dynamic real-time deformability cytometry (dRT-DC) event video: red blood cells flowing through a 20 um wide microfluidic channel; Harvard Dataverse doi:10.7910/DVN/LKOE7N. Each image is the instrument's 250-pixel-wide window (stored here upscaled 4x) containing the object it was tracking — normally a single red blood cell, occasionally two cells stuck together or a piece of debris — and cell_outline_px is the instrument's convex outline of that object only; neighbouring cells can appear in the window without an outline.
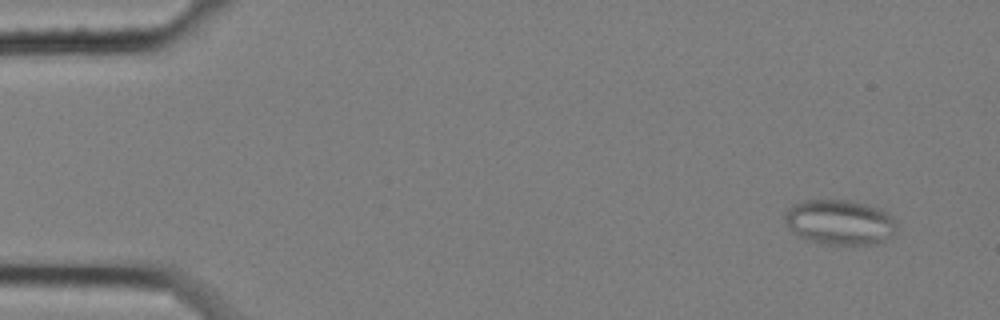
{"species": "common noctule bat (a hibernating species)", "species_latin": "Nyctalus noctula", "temperature_condition": "cold", "stored_images_in_passage": 56, "camera_frame_rate_fps": 3000, "um_per_image_px": 0.085, "animal": {"sex": "female", "body_mass_g": 25.1}, "frame": {"image": 1, "passage_image": 2, "time_ms": 0.333, "image_size_px": [1000, 320], "cell_outline_px": [[896, 232], [884, 240], [876, 244], [824, 244], [796, 236], [784, 220], [784, 216], [788, 208], [792, 204], [804, 200], [852, 200], [880, 208], [892, 216], [896, 224]], "centroid_in_image_um": [71.37, 18.88], "position_along_channel_um": 13.6, "area_um2": 29.48}}
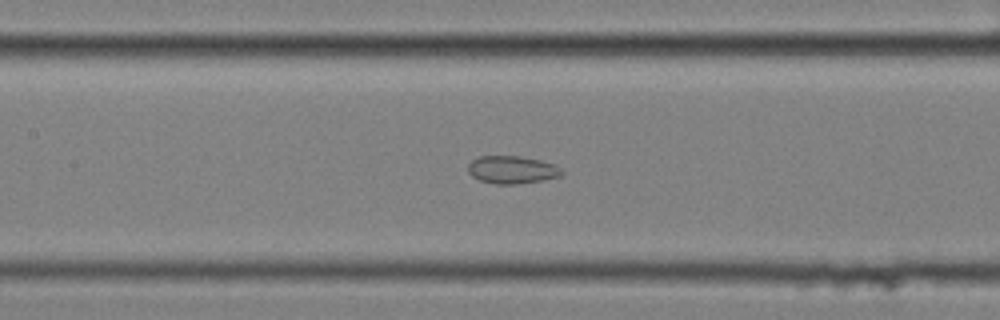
{"frame": {"image": 2, "passage_image": 25, "time_ms": 8.0, "image_size_px": [1000, 320], "cell_outline_px": [[564, 172], [560, 176], [540, 180], [516, 184], [496, 184], [480, 180], [472, 176], [468, 172], [468, 164], [472, 160], [480, 156], [520, 156], [540, 160], [552, 164], [560, 168]], "centroid_in_image_um": [43.49, 14.42], "position_along_channel_um": 163.9, "area_um2": 14.97}}
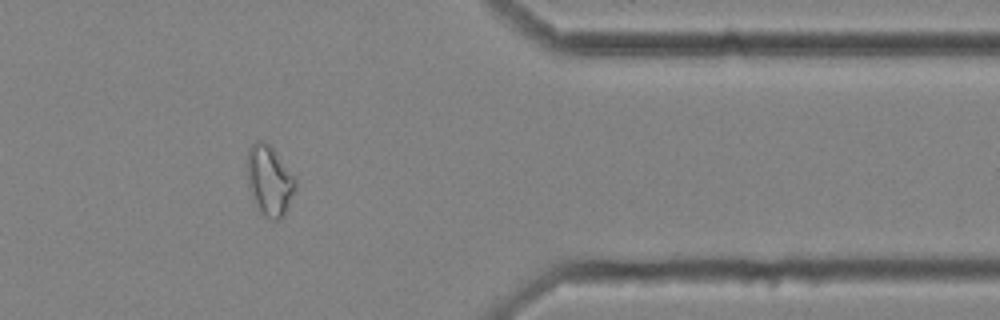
{"frame": {"image": 3, "passage_image": 46, "time_ms": 15.0, "image_size_px": [1000, 320], "cell_outline_px": [[296, 188], [288, 208], [284, 216], [280, 220], [272, 220], [264, 216], [260, 212], [248, 188], [248, 148], [256, 140], [264, 140], [272, 148], [296, 176]], "centroid_in_image_um": [22.93, 15.36], "position_along_channel_um": 388.5, "area_um2": 19.88}, "authors_computed_cell_mechanics": {"area_um2": 19.7098, "velocity_mm_per_s": 3.4589, "shape_relaxation_time_tau1_ms": null, "shape_relaxation_time_tau2_ms": 3.2377, "deformation_change_tau1": null, "deformation_change_tau2": 0.0904}}